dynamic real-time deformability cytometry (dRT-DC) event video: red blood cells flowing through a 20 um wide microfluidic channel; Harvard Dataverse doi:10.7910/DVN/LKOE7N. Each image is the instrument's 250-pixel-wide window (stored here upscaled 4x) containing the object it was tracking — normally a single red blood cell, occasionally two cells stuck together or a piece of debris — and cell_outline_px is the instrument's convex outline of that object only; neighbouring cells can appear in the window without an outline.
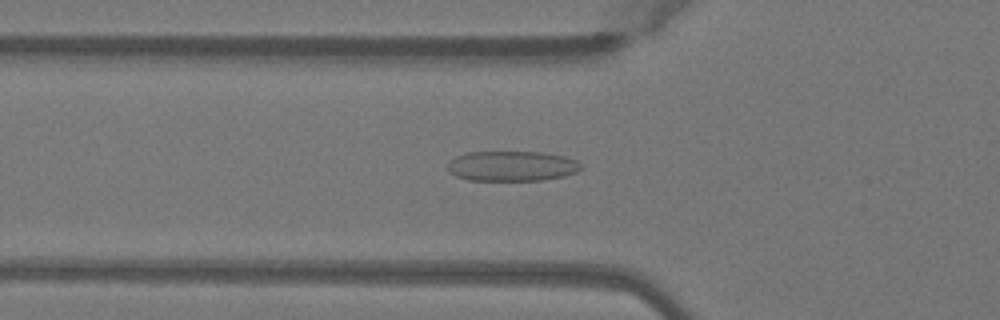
{"species": "Egyptian fruit bat (a non-hibernating species)", "species_latin": "Rousettus aegyptiacus", "temperature_condition": "warm", "stored_images_in_passage": 48, "camera_frame_rate_fps": 3000, "um_per_image_px": 0.085, "animal": {"sex": "female"}, "frame": {"image": 1, "passage_image": 16, "time_ms": 5.0, "image_size_px": [1000, 320], "cell_outline_px": [[580, 168], [576, 172], [564, 176], [540, 180], [468, 180], [456, 176], [448, 172], [448, 160], [464, 152], [544, 152], [564, 156], [576, 160], [580, 164]], "centroid_in_image_um": [43.46, 14.1], "position_along_channel_um": 82.3, "area_um2": 23.47}}
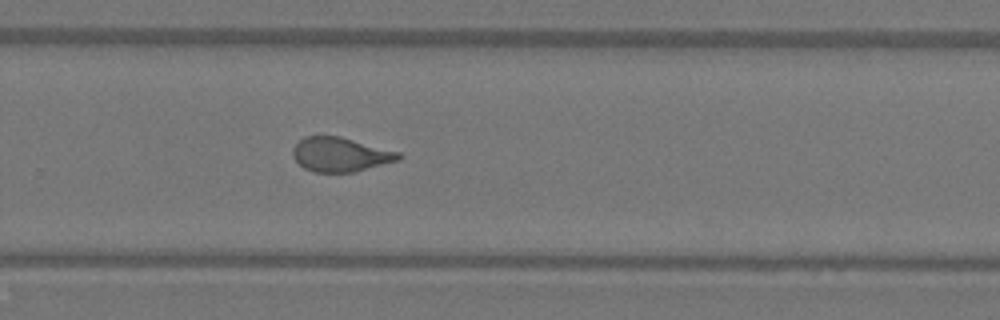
{"frame": {"image": 2, "passage_image": 32, "time_ms": 10.333, "image_size_px": [1000, 320], "cell_outline_px": [[404, 156], [400, 160], [352, 172], [312, 172], [304, 168], [292, 156], [292, 148], [304, 136], [340, 136], [400, 152]], "centroid_in_image_um": [28.94, 13.13], "position_along_channel_um": 300.9, "area_um2": 21.15}}
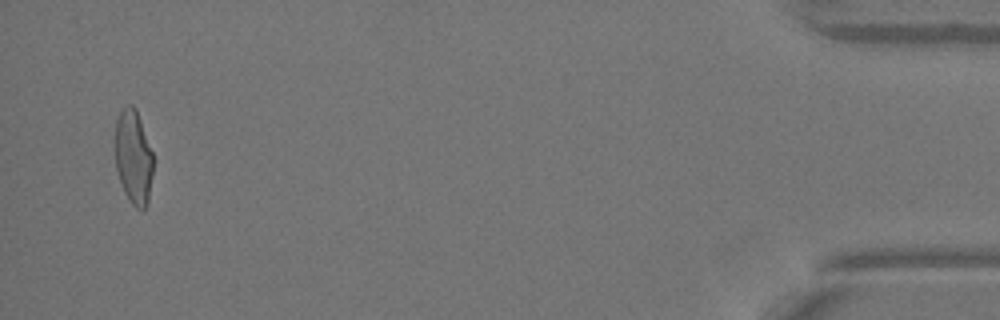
{"frame": {"image": 3, "passage_image": 47, "time_ms": 15.333, "image_size_px": [1000, 320], "cell_outline_px": [[152, 176], [148, 204], [144, 208], [136, 208], [128, 200], [124, 192], [116, 168], [116, 120], [120, 112], [128, 104], [132, 104], [136, 108], [152, 152]], "centroid_in_image_um": [11.35, 13.37], "position_along_channel_um": 423.9, "area_um2": 20.63}, "authors_computed_cell_mechanics": {"area_um2": 21.8773, "velocity_mm_per_s": 4.097, "shape_relaxation_time_tau1_ms": 7.6329, "shape_relaxation_time_tau2_ms": 0.8907, "deformation_change_tau1": 0.2124, "deformation_change_tau2": 0.0817}}